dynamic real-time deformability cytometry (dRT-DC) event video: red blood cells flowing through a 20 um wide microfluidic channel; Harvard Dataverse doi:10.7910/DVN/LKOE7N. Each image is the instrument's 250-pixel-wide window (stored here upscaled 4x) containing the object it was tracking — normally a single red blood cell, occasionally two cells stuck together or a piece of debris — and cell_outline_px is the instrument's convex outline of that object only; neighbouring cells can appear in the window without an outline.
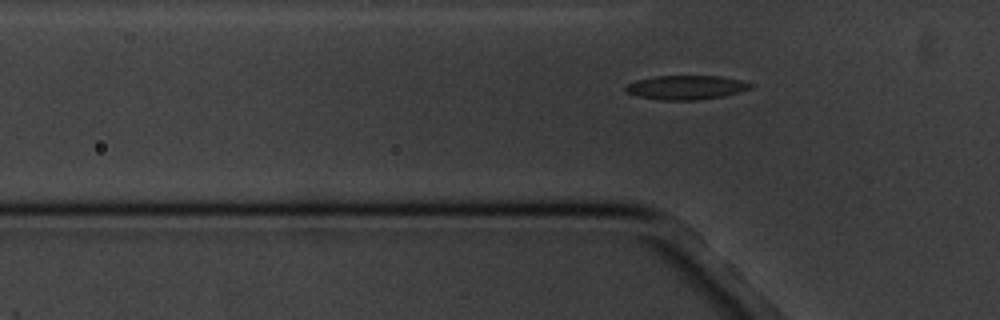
{"species": "common noctule bat (a hibernating species)", "species_latin": "Nyctalus noctula", "temperature_condition": "cold", "stored_images_in_passage": 6, "camera_frame_rate_fps": 3000, "um_per_image_px": 0.085, "animal": {"sex": "male", "body_mass_g": 20.1, "forearm_length_mm": 53.5}, "frame": {"image": 1, "passage_image": 5, "time_ms": 6.333, "image_size_px": [1000, 320], "cell_outline_px": [[756, 84], [752, 88], [740, 92], [724, 96], [696, 100], [660, 100], [640, 96], [628, 92], [624, 88], [628, 84], [636, 80], [656, 76], [720, 76], [740, 80]], "centroid_in_image_um": [58.38, 7.43], "position_along_channel_um": 67.4, "area_um2": 17.51}}
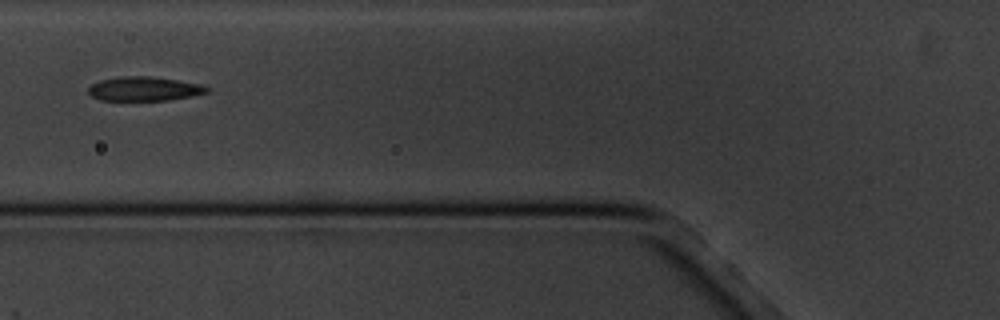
{"frame": {"image": 2, "passage_image": 6, "time_ms": 7.667, "image_size_px": [1000, 320], "cell_outline_px": [[208, 92], [192, 96], [168, 100], [100, 100], [92, 96], [88, 92], [88, 88], [92, 84], [100, 80], [120, 76], [148, 76], [176, 80], [200, 84], [208, 88]], "centroid_in_image_um": [12.22, 7.55], "position_along_channel_um": 113.6, "area_um2": 16.53}}